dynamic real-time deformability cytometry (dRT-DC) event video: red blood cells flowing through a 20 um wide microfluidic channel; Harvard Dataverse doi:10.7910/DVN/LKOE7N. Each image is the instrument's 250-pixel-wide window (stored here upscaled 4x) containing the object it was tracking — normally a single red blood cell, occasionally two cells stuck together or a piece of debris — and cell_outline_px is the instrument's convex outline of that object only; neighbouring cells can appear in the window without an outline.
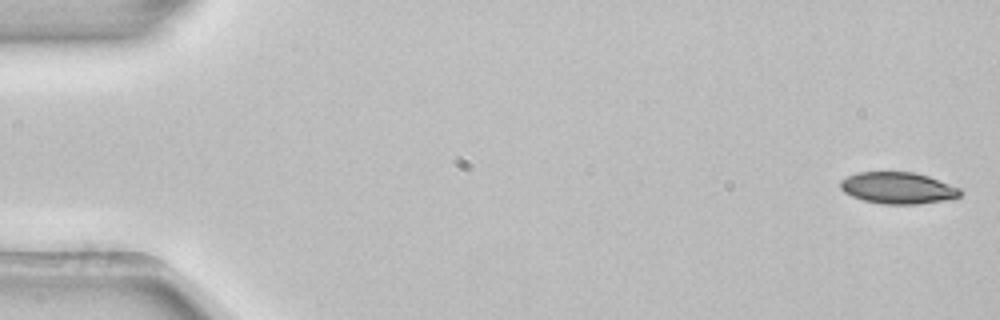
{"species": "common noctule bat (a hibernating species)", "species_latin": "Nyctalus noctula", "temperature_condition": "room temperature", "stored_images_in_passage": 5, "camera_frame_rate_fps": 3000, "um_per_image_px": 0.085, "animal": {"sex": "female", "body_mass_g": 22.7, "forearm_length_mm": 54.2}, "frame": {"image": 1, "passage_image": 1, "time_ms": 0.0, "image_size_px": [1000, 320], "cell_outline_px": [[964, 192], [960, 196], [952, 200], [916, 204], [880, 204], [864, 200], [852, 196], [844, 192], [840, 188], [840, 180], [856, 172], [916, 172], [928, 176], [960, 188]], "centroid_in_image_um": [76.35, 15.98], "position_along_channel_um": 8.6, "area_um2": 22.31}}
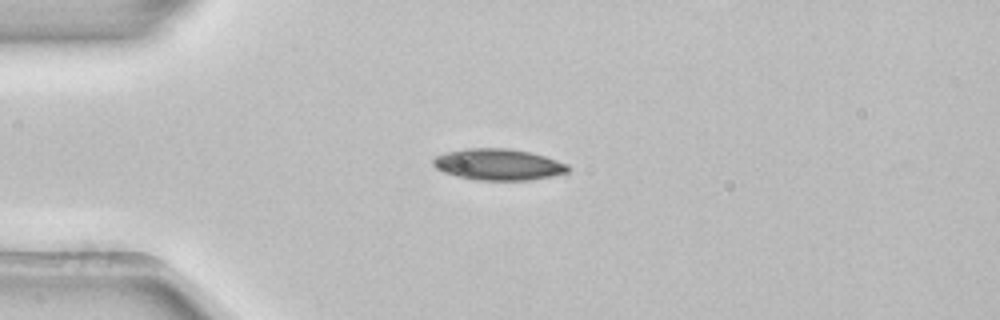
{"frame": {"image": 2, "passage_image": 3, "time_ms": 0.667, "image_size_px": [1000, 320], "cell_outline_px": [[572, 168], [568, 172], [552, 176], [528, 180], [476, 180], [456, 176], [444, 172], [436, 168], [432, 164], [432, 160], [436, 156], [448, 152], [464, 148], [508, 148], [532, 152], [568, 164]], "centroid_in_image_um": [42.37, 13.98], "position_along_channel_um": 42.6, "area_um2": 24.74}}